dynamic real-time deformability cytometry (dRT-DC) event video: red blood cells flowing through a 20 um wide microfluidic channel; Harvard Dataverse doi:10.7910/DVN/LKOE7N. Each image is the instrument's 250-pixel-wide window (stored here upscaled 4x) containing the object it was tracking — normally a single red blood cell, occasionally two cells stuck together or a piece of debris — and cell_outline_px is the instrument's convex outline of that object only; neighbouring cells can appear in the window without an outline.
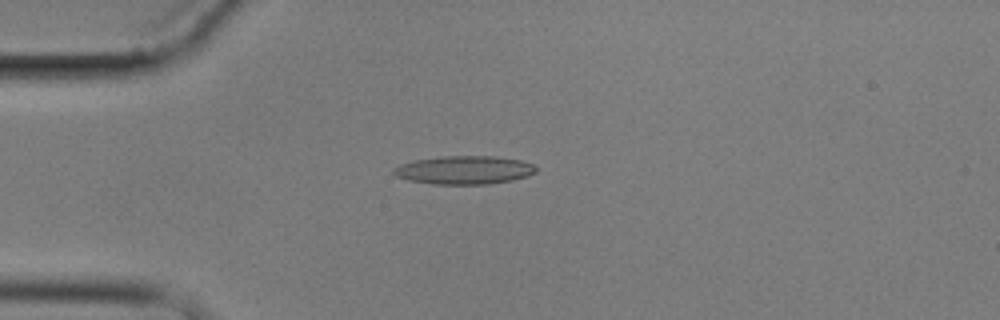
{"species": "common noctule bat (a hibernating species)", "species_latin": "Nyctalus noctula", "temperature_condition": "cold", "stored_images_in_passage": 8, "camera_frame_rate_fps": 3000, "um_per_image_px": 0.085, "animal": {"sex": "male", "body_mass_g": 17.9}, "frame": {"image": 1, "passage_image": 5, "time_ms": 4.667, "image_size_px": [1000, 320], "cell_outline_px": [[536, 172], [528, 176], [512, 180], [488, 184], [432, 184], [408, 180], [396, 176], [392, 172], [392, 168], [400, 164], [416, 160], [440, 156], [496, 156], [520, 160], [532, 164], [536, 168]], "centroid_in_image_um": [39.44, 14.45], "position_along_channel_um": 45.6, "area_um2": 23.58}}
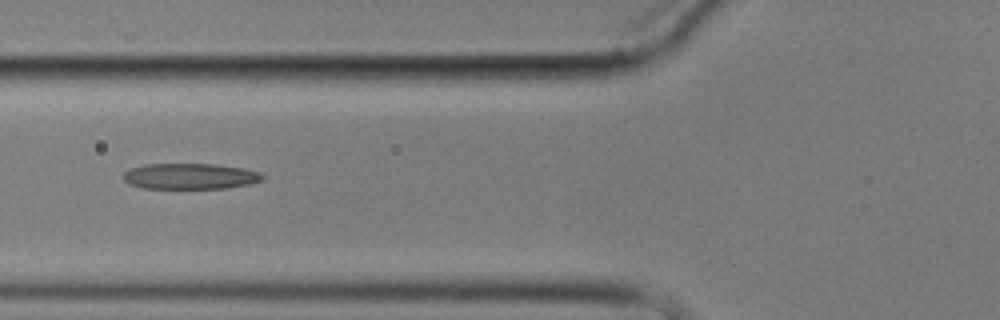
{"frame": {"image": 2, "passage_image": 7, "time_ms": 7.0, "image_size_px": [1000, 320], "cell_outline_px": [[264, 180], [252, 184], [228, 188], [144, 188], [128, 184], [124, 180], [124, 172], [132, 168], [144, 164], [212, 164], [244, 168], [260, 172], [264, 176]], "centroid_in_image_um": [16.2, 14.98], "position_along_channel_um": 109.6, "area_um2": 21.04}}
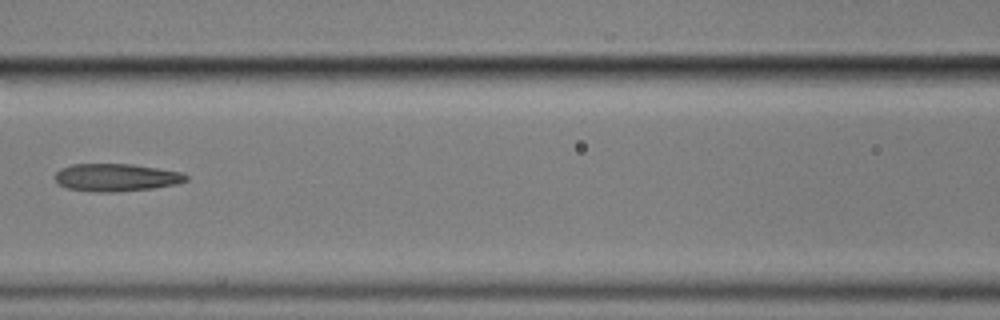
{"frame": {"image": 3, "passage_image": 8, "time_ms": 8.333, "image_size_px": [1000, 320], "cell_outline_px": [[188, 180], [176, 184], [152, 188], [116, 192], [96, 192], [64, 188], [56, 180], [56, 172], [60, 168], [72, 164], [132, 164], [184, 172], [188, 176]], "centroid_in_image_um": [9.89, 15.08], "position_along_channel_um": 156.7, "area_um2": 21.21}}